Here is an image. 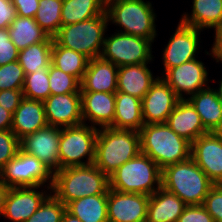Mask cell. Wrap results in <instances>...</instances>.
<instances>
[{
  "instance_id": "603a6c76",
  "label": "cell",
  "mask_w": 222,
  "mask_h": 222,
  "mask_svg": "<svg viewBox=\"0 0 222 222\" xmlns=\"http://www.w3.org/2000/svg\"><path fill=\"white\" fill-rule=\"evenodd\" d=\"M147 64H133L118 67L117 92L142 99L157 80Z\"/></svg>"
},
{
  "instance_id": "8fae6325",
  "label": "cell",
  "mask_w": 222,
  "mask_h": 222,
  "mask_svg": "<svg viewBox=\"0 0 222 222\" xmlns=\"http://www.w3.org/2000/svg\"><path fill=\"white\" fill-rule=\"evenodd\" d=\"M60 136L61 127L48 125L20 139V150L39 159L54 173L60 170Z\"/></svg>"
},
{
  "instance_id": "f1b7e54d",
  "label": "cell",
  "mask_w": 222,
  "mask_h": 222,
  "mask_svg": "<svg viewBox=\"0 0 222 222\" xmlns=\"http://www.w3.org/2000/svg\"><path fill=\"white\" fill-rule=\"evenodd\" d=\"M108 194L82 197L69 202L66 209L82 222H108Z\"/></svg>"
},
{
  "instance_id": "f6af8a7d",
  "label": "cell",
  "mask_w": 222,
  "mask_h": 222,
  "mask_svg": "<svg viewBox=\"0 0 222 222\" xmlns=\"http://www.w3.org/2000/svg\"><path fill=\"white\" fill-rule=\"evenodd\" d=\"M215 41L213 42L211 53L209 54L208 51H206V54L211 55L212 58L216 60V62L222 63V29L215 32Z\"/></svg>"
},
{
  "instance_id": "e0dca14e",
  "label": "cell",
  "mask_w": 222,
  "mask_h": 222,
  "mask_svg": "<svg viewBox=\"0 0 222 222\" xmlns=\"http://www.w3.org/2000/svg\"><path fill=\"white\" fill-rule=\"evenodd\" d=\"M191 158L214 184H222V141L214 132L191 143Z\"/></svg>"
},
{
  "instance_id": "ee69618b",
  "label": "cell",
  "mask_w": 222,
  "mask_h": 222,
  "mask_svg": "<svg viewBox=\"0 0 222 222\" xmlns=\"http://www.w3.org/2000/svg\"><path fill=\"white\" fill-rule=\"evenodd\" d=\"M16 16V8L12 4V1L0 0V29L9 28Z\"/></svg>"
},
{
  "instance_id": "e575fe53",
  "label": "cell",
  "mask_w": 222,
  "mask_h": 222,
  "mask_svg": "<svg viewBox=\"0 0 222 222\" xmlns=\"http://www.w3.org/2000/svg\"><path fill=\"white\" fill-rule=\"evenodd\" d=\"M51 95L80 93V81L73 75L66 74L52 63L48 69Z\"/></svg>"
},
{
  "instance_id": "1f68e13d",
  "label": "cell",
  "mask_w": 222,
  "mask_h": 222,
  "mask_svg": "<svg viewBox=\"0 0 222 222\" xmlns=\"http://www.w3.org/2000/svg\"><path fill=\"white\" fill-rule=\"evenodd\" d=\"M53 42H38L19 51L18 62L25 74L49 69Z\"/></svg>"
},
{
  "instance_id": "6da1fadb",
  "label": "cell",
  "mask_w": 222,
  "mask_h": 222,
  "mask_svg": "<svg viewBox=\"0 0 222 222\" xmlns=\"http://www.w3.org/2000/svg\"><path fill=\"white\" fill-rule=\"evenodd\" d=\"M108 190L109 177L94 164L53 173L51 193L65 205L82 197L108 194Z\"/></svg>"
},
{
  "instance_id": "7bdbcfd3",
  "label": "cell",
  "mask_w": 222,
  "mask_h": 222,
  "mask_svg": "<svg viewBox=\"0 0 222 222\" xmlns=\"http://www.w3.org/2000/svg\"><path fill=\"white\" fill-rule=\"evenodd\" d=\"M12 4L16 8V14L22 17L34 18L38 6L39 0H11Z\"/></svg>"
},
{
  "instance_id": "8992f818",
  "label": "cell",
  "mask_w": 222,
  "mask_h": 222,
  "mask_svg": "<svg viewBox=\"0 0 222 222\" xmlns=\"http://www.w3.org/2000/svg\"><path fill=\"white\" fill-rule=\"evenodd\" d=\"M105 12L109 22L123 29L118 32L155 40L157 19L150 1L106 0Z\"/></svg>"
},
{
  "instance_id": "681fc988",
  "label": "cell",
  "mask_w": 222,
  "mask_h": 222,
  "mask_svg": "<svg viewBox=\"0 0 222 222\" xmlns=\"http://www.w3.org/2000/svg\"><path fill=\"white\" fill-rule=\"evenodd\" d=\"M218 95V98L222 101V79L219 81L218 89H215Z\"/></svg>"
},
{
  "instance_id": "9a60e30c",
  "label": "cell",
  "mask_w": 222,
  "mask_h": 222,
  "mask_svg": "<svg viewBox=\"0 0 222 222\" xmlns=\"http://www.w3.org/2000/svg\"><path fill=\"white\" fill-rule=\"evenodd\" d=\"M150 196L108 190V222H146Z\"/></svg>"
},
{
  "instance_id": "ba28073f",
  "label": "cell",
  "mask_w": 222,
  "mask_h": 222,
  "mask_svg": "<svg viewBox=\"0 0 222 222\" xmlns=\"http://www.w3.org/2000/svg\"><path fill=\"white\" fill-rule=\"evenodd\" d=\"M98 129L85 123L61 128L60 169L93 164ZM84 158L87 159L85 162Z\"/></svg>"
},
{
  "instance_id": "74e56055",
  "label": "cell",
  "mask_w": 222,
  "mask_h": 222,
  "mask_svg": "<svg viewBox=\"0 0 222 222\" xmlns=\"http://www.w3.org/2000/svg\"><path fill=\"white\" fill-rule=\"evenodd\" d=\"M20 150V140L9 130L0 131V171L17 155Z\"/></svg>"
},
{
  "instance_id": "ffe728a7",
  "label": "cell",
  "mask_w": 222,
  "mask_h": 222,
  "mask_svg": "<svg viewBox=\"0 0 222 222\" xmlns=\"http://www.w3.org/2000/svg\"><path fill=\"white\" fill-rule=\"evenodd\" d=\"M118 67L101 57L89 59L80 92H117Z\"/></svg>"
},
{
  "instance_id": "484cf974",
  "label": "cell",
  "mask_w": 222,
  "mask_h": 222,
  "mask_svg": "<svg viewBox=\"0 0 222 222\" xmlns=\"http://www.w3.org/2000/svg\"><path fill=\"white\" fill-rule=\"evenodd\" d=\"M199 114L204 128L214 132L222 123V101L215 89L207 88L187 97Z\"/></svg>"
},
{
  "instance_id": "5bb4252c",
  "label": "cell",
  "mask_w": 222,
  "mask_h": 222,
  "mask_svg": "<svg viewBox=\"0 0 222 222\" xmlns=\"http://www.w3.org/2000/svg\"><path fill=\"white\" fill-rule=\"evenodd\" d=\"M201 31L203 30L184 25L179 21L174 34L162 51L164 72L182 63L196 59V53L200 46L199 34Z\"/></svg>"
},
{
  "instance_id": "44dd1931",
  "label": "cell",
  "mask_w": 222,
  "mask_h": 222,
  "mask_svg": "<svg viewBox=\"0 0 222 222\" xmlns=\"http://www.w3.org/2000/svg\"><path fill=\"white\" fill-rule=\"evenodd\" d=\"M46 126L43 101L23 98L13 113L11 131L20 140Z\"/></svg>"
},
{
  "instance_id": "b9f144b4",
  "label": "cell",
  "mask_w": 222,
  "mask_h": 222,
  "mask_svg": "<svg viewBox=\"0 0 222 222\" xmlns=\"http://www.w3.org/2000/svg\"><path fill=\"white\" fill-rule=\"evenodd\" d=\"M24 98L22 89H9L0 91V105L12 114Z\"/></svg>"
},
{
  "instance_id": "7c38bea8",
  "label": "cell",
  "mask_w": 222,
  "mask_h": 222,
  "mask_svg": "<svg viewBox=\"0 0 222 222\" xmlns=\"http://www.w3.org/2000/svg\"><path fill=\"white\" fill-rule=\"evenodd\" d=\"M204 65L202 61L193 59L163 72L162 79L180 99H186L185 94L190 97L208 87L209 74Z\"/></svg>"
},
{
  "instance_id": "277c9868",
  "label": "cell",
  "mask_w": 222,
  "mask_h": 222,
  "mask_svg": "<svg viewBox=\"0 0 222 222\" xmlns=\"http://www.w3.org/2000/svg\"><path fill=\"white\" fill-rule=\"evenodd\" d=\"M214 183L189 157L162 170V187L178 196L187 205H203Z\"/></svg>"
},
{
  "instance_id": "3957f363",
  "label": "cell",
  "mask_w": 222,
  "mask_h": 222,
  "mask_svg": "<svg viewBox=\"0 0 222 222\" xmlns=\"http://www.w3.org/2000/svg\"><path fill=\"white\" fill-rule=\"evenodd\" d=\"M139 153V131L112 127L98 129L93 164L108 177Z\"/></svg>"
},
{
  "instance_id": "52a82bcc",
  "label": "cell",
  "mask_w": 222,
  "mask_h": 222,
  "mask_svg": "<svg viewBox=\"0 0 222 222\" xmlns=\"http://www.w3.org/2000/svg\"><path fill=\"white\" fill-rule=\"evenodd\" d=\"M106 12L97 17L61 26L53 39L60 45L84 54L89 59L100 57L108 23Z\"/></svg>"
},
{
  "instance_id": "30bf717a",
  "label": "cell",
  "mask_w": 222,
  "mask_h": 222,
  "mask_svg": "<svg viewBox=\"0 0 222 222\" xmlns=\"http://www.w3.org/2000/svg\"><path fill=\"white\" fill-rule=\"evenodd\" d=\"M152 41L146 38L118 32L104 39L100 57L117 67L152 62Z\"/></svg>"
},
{
  "instance_id": "4316f807",
  "label": "cell",
  "mask_w": 222,
  "mask_h": 222,
  "mask_svg": "<svg viewBox=\"0 0 222 222\" xmlns=\"http://www.w3.org/2000/svg\"><path fill=\"white\" fill-rule=\"evenodd\" d=\"M143 125L141 99L124 92H116L115 115L111 127L139 131Z\"/></svg>"
},
{
  "instance_id": "ac0fdd59",
  "label": "cell",
  "mask_w": 222,
  "mask_h": 222,
  "mask_svg": "<svg viewBox=\"0 0 222 222\" xmlns=\"http://www.w3.org/2000/svg\"><path fill=\"white\" fill-rule=\"evenodd\" d=\"M43 104L49 126L63 128L83 123L80 93L50 95Z\"/></svg>"
},
{
  "instance_id": "ab89813d",
  "label": "cell",
  "mask_w": 222,
  "mask_h": 222,
  "mask_svg": "<svg viewBox=\"0 0 222 222\" xmlns=\"http://www.w3.org/2000/svg\"><path fill=\"white\" fill-rule=\"evenodd\" d=\"M19 50L10 39L8 28L0 29V66L18 60Z\"/></svg>"
},
{
  "instance_id": "8d00e7d4",
  "label": "cell",
  "mask_w": 222,
  "mask_h": 222,
  "mask_svg": "<svg viewBox=\"0 0 222 222\" xmlns=\"http://www.w3.org/2000/svg\"><path fill=\"white\" fill-rule=\"evenodd\" d=\"M25 73L18 60L0 66V91L23 89Z\"/></svg>"
},
{
  "instance_id": "c3c4849f",
  "label": "cell",
  "mask_w": 222,
  "mask_h": 222,
  "mask_svg": "<svg viewBox=\"0 0 222 222\" xmlns=\"http://www.w3.org/2000/svg\"><path fill=\"white\" fill-rule=\"evenodd\" d=\"M61 222H82L80 219H78L76 216L71 214L67 209L63 213Z\"/></svg>"
},
{
  "instance_id": "d4e9b609",
  "label": "cell",
  "mask_w": 222,
  "mask_h": 222,
  "mask_svg": "<svg viewBox=\"0 0 222 222\" xmlns=\"http://www.w3.org/2000/svg\"><path fill=\"white\" fill-rule=\"evenodd\" d=\"M191 14L183 13L180 22L203 30L222 29V0H193Z\"/></svg>"
},
{
  "instance_id": "7402d4cb",
  "label": "cell",
  "mask_w": 222,
  "mask_h": 222,
  "mask_svg": "<svg viewBox=\"0 0 222 222\" xmlns=\"http://www.w3.org/2000/svg\"><path fill=\"white\" fill-rule=\"evenodd\" d=\"M166 123L177 135L191 143L199 136L208 133L199 114L187 98L178 101Z\"/></svg>"
},
{
  "instance_id": "2e32d148",
  "label": "cell",
  "mask_w": 222,
  "mask_h": 222,
  "mask_svg": "<svg viewBox=\"0 0 222 222\" xmlns=\"http://www.w3.org/2000/svg\"><path fill=\"white\" fill-rule=\"evenodd\" d=\"M40 187L8 188L1 216L12 222H25L51 194L36 190Z\"/></svg>"
},
{
  "instance_id": "4fadbf2b",
  "label": "cell",
  "mask_w": 222,
  "mask_h": 222,
  "mask_svg": "<svg viewBox=\"0 0 222 222\" xmlns=\"http://www.w3.org/2000/svg\"><path fill=\"white\" fill-rule=\"evenodd\" d=\"M179 100L180 98L159 76L141 99L144 124L166 123Z\"/></svg>"
},
{
  "instance_id": "7a4b0ae2",
  "label": "cell",
  "mask_w": 222,
  "mask_h": 222,
  "mask_svg": "<svg viewBox=\"0 0 222 222\" xmlns=\"http://www.w3.org/2000/svg\"><path fill=\"white\" fill-rule=\"evenodd\" d=\"M140 153L162 170L191 157V142L177 135L167 123L144 124L139 130Z\"/></svg>"
},
{
  "instance_id": "5b68a950",
  "label": "cell",
  "mask_w": 222,
  "mask_h": 222,
  "mask_svg": "<svg viewBox=\"0 0 222 222\" xmlns=\"http://www.w3.org/2000/svg\"><path fill=\"white\" fill-rule=\"evenodd\" d=\"M160 187L162 169L142 153L124 163L109 176V189L119 192L151 196Z\"/></svg>"
},
{
  "instance_id": "4dcf8cb0",
  "label": "cell",
  "mask_w": 222,
  "mask_h": 222,
  "mask_svg": "<svg viewBox=\"0 0 222 222\" xmlns=\"http://www.w3.org/2000/svg\"><path fill=\"white\" fill-rule=\"evenodd\" d=\"M106 0H63L62 26L75 24L105 12Z\"/></svg>"
},
{
  "instance_id": "60d3db41",
  "label": "cell",
  "mask_w": 222,
  "mask_h": 222,
  "mask_svg": "<svg viewBox=\"0 0 222 222\" xmlns=\"http://www.w3.org/2000/svg\"><path fill=\"white\" fill-rule=\"evenodd\" d=\"M177 222H214L203 205H187Z\"/></svg>"
},
{
  "instance_id": "d6986e66",
  "label": "cell",
  "mask_w": 222,
  "mask_h": 222,
  "mask_svg": "<svg viewBox=\"0 0 222 222\" xmlns=\"http://www.w3.org/2000/svg\"><path fill=\"white\" fill-rule=\"evenodd\" d=\"M83 123L91 126L111 127L115 115V93L80 92ZM96 125V126H95Z\"/></svg>"
},
{
  "instance_id": "d590c367",
  "label": "cell",
  "mask_w": 222,
  "mask_h": 222,
  "mask_svg": "<svg viewBox=\"0 0 222 222\" xmlns=\"http://www.w3.org/2000/svg\"><path fill=\"white\" fill-rule=\"evenodd\" d=\"M66 205L52 193L25 222H61Z\"/></svg>"
},
{
  "instance_id": "9c48e42d",
  "label": "cell",
  "mask_w": 222,
  "mask_h": 222,
  "mask_svg": "<svg viewBox=\"0 0 222 222\" xmlns=\"http://www.w3.org/2000/svg\"><path fill=\"white\" fill-rule=\"evenodd\" d=\"M0 180L8 188L36 187L47 183V190L51 192L53 173L39 159L19 150L0 171Z\"/></svg>"
},
{
  "instance_id": "bcb514c9",
  "label": "cell",
  "mask_w": 222,
  "mask_h": 222,
  "mask_svg": "<svg viewBox=\"0 0 222 222\" xmlns=\"http://www.w3.org/2000/svg\"><path fill=\"white\" fill-rule=\"evenodd\" d=\"M13 114L0 105V131L11 129Z\"/></svg>"
},
{
  "instance_id": "83f0119b",
  "label": "cell",
  "mask_w": 222,
  "mask_h": 222,
  "mask_svg": "<svg viewBox=\"0 0 222 222\" xmlns=\"http://www.w3.org/2000/svg\"><path fill=\"white\" fill-rule=\"evenodd\" d=\"M8 30L11 41L19 51L38 42H53V38L49 37L34 18L17 15Z\"/></svg>"
},
{
  "instance_id": "f35d334b",
  "label": "cell",
  "mask_w": 222,
  "mask_h": 222,
  "mask_svg": "<svg viewBox=\"0 0 222 222\" xmlns=\"http://www.w3.org/2000/svg\"><path fill=\"white\" fill-rule=\"evenodd\" d=\"M203 206L214 222H222V184H214L205 197Z\"/></svg>"
},
{
  "instance_id": "f546056e",
  "label": "cell",
  "mask_w": 222,
  "mask_h": 222,
  "mask_svg": "<svg viewBox=\"0 0 222 222\" xmlns=\"http://www.w3.org/2000/svg\"><path fill=\"white\" fill-rule=\"evenodd\" d=\"M89 58L72 49L60 46L54 39L51 49V63L66 74L73 75L80 82L87 70Z\"/></svg>"
},
{
  "instance_id": "d6a6232c",
  "label": "cell",
  "mask_w": 222,
  "mask_h": 222,
  "mask_svg": "<svg viewBox=\"0 0 222 222\" xmlns=\"http://www.w3.org/2000/svg\"><path fill=\"white\" fill-rule=\"evenodd\" d=\"M38 4L34 19L49 37L53 38L62 26L61 11L63 0H39Z\"/></svg>"
},
{
  "instance_id": "836d02e7",
  "label": "cell",
  "mask_w": 222,
  "mask_h": 222,
  "mask_svg": "<svg viewBox=\"0 0 222 222\" xmlns=\"http://www.w3.org/2000/svg\"><path fill=\"white\" fill-rule=\"evenodd\" d=\"M22 92L24 98L45 101L51 95L48 69L25 74Z\"/></svg>"
},
{
  "instance_id": "f907efd6",
  "label": "cell",
  "mask_w": 222,
  "mask_h": 222,
  "mask_svg": "<svg viewBox=\"0 0 222 222\" xmlns=\"http://www.w3.org/2000/svg\"><path fill=\"white\" fill-rule=\"evenodd\" d=\"M214 133L220 138V140L222 141V123L220 124V126L214 131Z\"/></svg>"
},
{
  "instance_id": "cb8c5ba5",
  "label": "cell",
  "mask_w": 222,
  "mask_h": 222,
  "mask_svg": "<svg viewBox=\"0 0 222 222\" xmlns=\"http://www.w3.org/2000/svg\"><path fill=\"white\" fill-rule=\"evenodd\" d=\"M187 204L160 187L150 196L146 222H177Z\"/></svg>"
},
{
  "instance_id": "7dc6e473",
  "label": "cell",
  "mask_w": 222,
  "mask_h": 222,
  "mask_svg": "<svg viewBox=\"0 0 222 222\" xmlns=\"http://www.w3.org/2000/svg\"><path fill=\"white\" fill-rule=\"evenodd\" d=\"M7 190H8V187L0 180V215L3 210L4 198H5Z\"/></svg>"
}]
</instances>
